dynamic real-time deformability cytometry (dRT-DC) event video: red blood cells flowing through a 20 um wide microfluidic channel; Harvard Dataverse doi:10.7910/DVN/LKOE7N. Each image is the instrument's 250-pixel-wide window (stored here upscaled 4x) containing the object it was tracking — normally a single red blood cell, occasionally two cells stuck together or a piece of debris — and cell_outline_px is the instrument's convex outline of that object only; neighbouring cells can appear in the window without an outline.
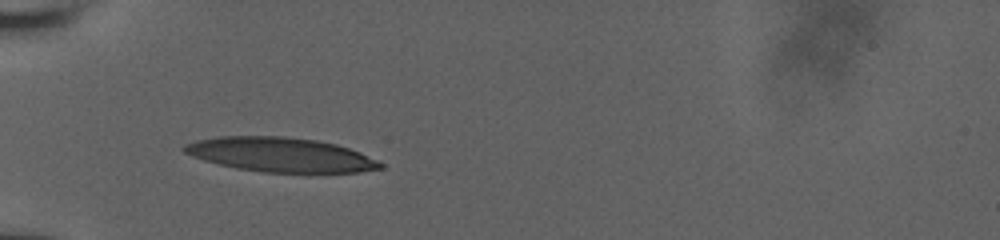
{"species": "human", "species_latin": "Homo sapiens", "temperature_condition": "room temperature", "stored_images_in_passage": 32, "camera_frame_rate_fps": 3000, "um_per_image_px": 0.085, "donor": {"sex": "male"}, "frame": {"image": 1, "passage_image": 1, "time_ms": 0.0, "image_size_px": [1000, 240], "cell_outline_px": [[384, 168], [360, 172], [260, 172], [236, 168], [204, 160], [192, 156], [184, 152], [180, 148], [184, 144], [196, 140], [220, 136], [284, 136], [316, 140], [336, 144], [360, 152], [384, 164]], "centroid_in_image_um": [23.82, 13.14], "position_along_channel_um": 61.2, "area_um2": 39.25}}
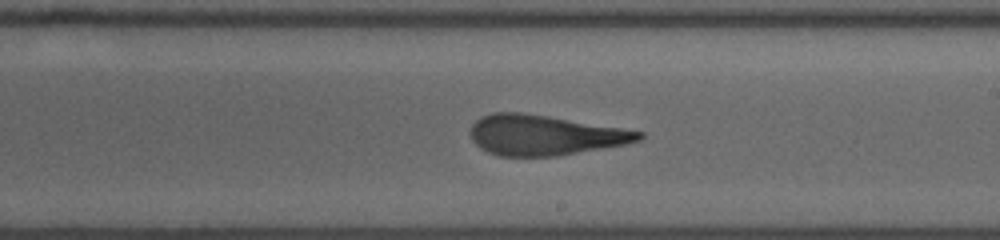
{"frame": {"image": 2, "passage_image": 14, "time_ms": 5.0, "image_size_px": [1000, 240], "cell_outline_px": [[644, 136], [640, 140], [624, 144], [604, 148], [556, 156], [500, 156], [488, 152], [480, 148], [472, 140], [472, 124], [480, 116], [492, 112], [520, 112], [620, 128], [644, 132]], "centroid_in_image_um": [46.25, 11.49], "position_along_channel_um": 242.7, "area_um2": 38.96}}
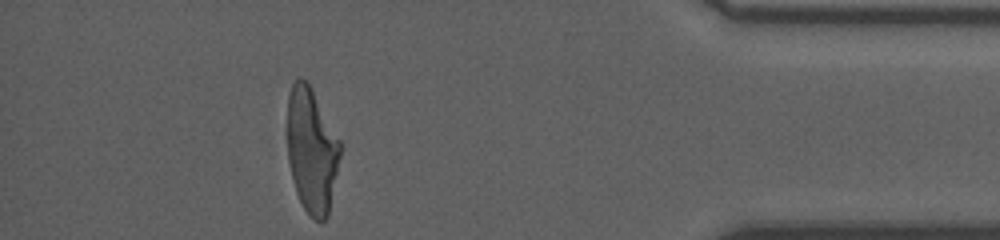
{"frame": {"image": 3, "passage_image": 28, "time_ms": 10.333, "image_size_px": [1000, 240], "cell_outline_px": [[340, 156], [328, 216], [320, 224], [304, 208], [296, 192], [288, 160], [288, 96], [292, 84], [300, 76], [308, 84], [340, 140]], "centroid_in_image_um": [26.49, 12.81], "position_along_channel_um": 408.7, "area_um2": 37.8}, "authors_computed_cell_mechanics": {"area_um2": 39.9976, "velocity_mm_per_s": 3.8527, "shape_relaxation_time_tau1_ms": 6.7429, "shape_relaxation_time_tau2_ms": 1.3, "deformation_change_tau1": 0.2577, "deformation_change_tau2": 0.1206}}